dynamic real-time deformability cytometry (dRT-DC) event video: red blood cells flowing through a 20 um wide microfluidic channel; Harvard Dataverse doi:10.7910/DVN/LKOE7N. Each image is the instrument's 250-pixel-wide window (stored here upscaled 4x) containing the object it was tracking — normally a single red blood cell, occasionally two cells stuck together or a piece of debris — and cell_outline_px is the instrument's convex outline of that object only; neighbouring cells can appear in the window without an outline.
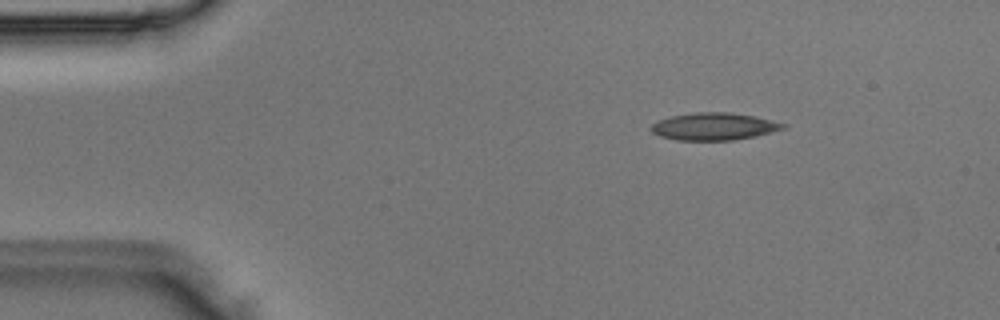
{"species": "Egyptian fruit bat (a non-hibernating species)", "species_latin": "Rousettus aegyptiacus", "temperature_condition": "room temperature", "stored_images_in_passage": 3, "camera_frame_rate_fps": 3000, "um_per_image_px": 0.085, "animal": {"sex": "male"}, "frame": {"image": 1, "passage_image": 1, "time_ms": 0.0, "image_size_px": [1000, 320], "cell_outline_px": [[788, 124], [784, 128], [772, 132], [732, 140], [676, 140], [660, 136], [652, 132], [648, 128], [656, 120], [672, 116], [692, 112], [732, 112], [752, 116]], "centroid_in_image_um": [60.62, 10.74], "position_along_channel_um": 24.4, "area_um2": 20.98}}
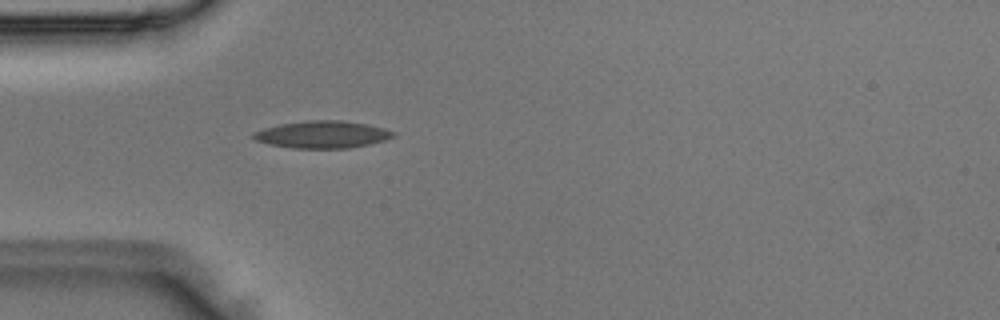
{"frame": {"image": 2, "passage_image": 3, "time_ms": 0.667, "image_size_px": [1000, 320], "cell_outline_px": [[396, 136], [384, 140], [368, 144], [348, 148], [292, 148], [268, 144], [256, 140], [252, 136], [252, 132], [264, 128], [280, 124], [308, 120], [340, 120], [364, 124], [384, 128], [396, 132]], "centroid_in_image_um": [27.39, 11.43], "position_along_channel_um": 57.6, "area_um2": 22.08}}